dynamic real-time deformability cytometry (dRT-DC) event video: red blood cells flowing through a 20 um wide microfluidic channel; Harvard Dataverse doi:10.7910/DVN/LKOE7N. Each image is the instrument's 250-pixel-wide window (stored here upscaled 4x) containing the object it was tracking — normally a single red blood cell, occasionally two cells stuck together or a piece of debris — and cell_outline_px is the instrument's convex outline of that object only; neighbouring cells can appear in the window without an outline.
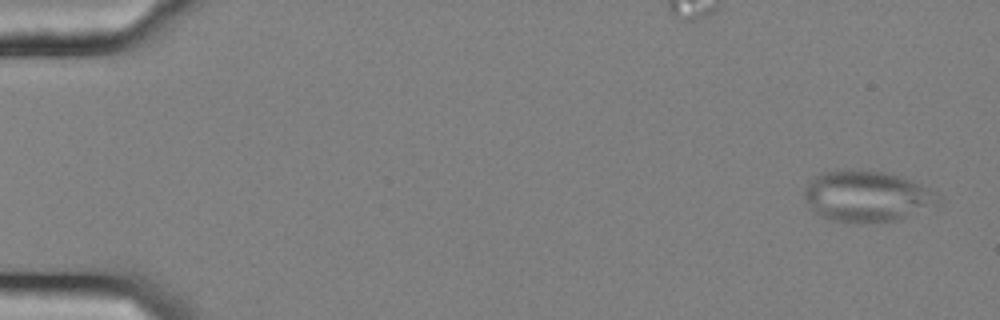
{"species": "common noctule bat (a hibernating species)", "species_latin": "Nyctalus noctula", "temperature_condition": "cold", "stored_images_in_passage": 16, "camera_frame_rate_fps": 3000, "um_per_image_px": 0.085, "animal": {"sex": "female", "body_mass_g": 25.1}, "frame": {"image": 1, "passage_image": 3, "time_ms": 0.667, "image_size_px": [1000, 320], "cell_outline_px": [[944, 196], [940, 200], [896, 220], [852, 224], [832, 220], [820, 216], [812, 208], [804, 196], [804, 188], [820, 172], [884, 172], [920, 184]], "centroid_in_image_um": [73.64, 16.72], "position_along_channel_um": 11.4, "area_um2": 38.38}}